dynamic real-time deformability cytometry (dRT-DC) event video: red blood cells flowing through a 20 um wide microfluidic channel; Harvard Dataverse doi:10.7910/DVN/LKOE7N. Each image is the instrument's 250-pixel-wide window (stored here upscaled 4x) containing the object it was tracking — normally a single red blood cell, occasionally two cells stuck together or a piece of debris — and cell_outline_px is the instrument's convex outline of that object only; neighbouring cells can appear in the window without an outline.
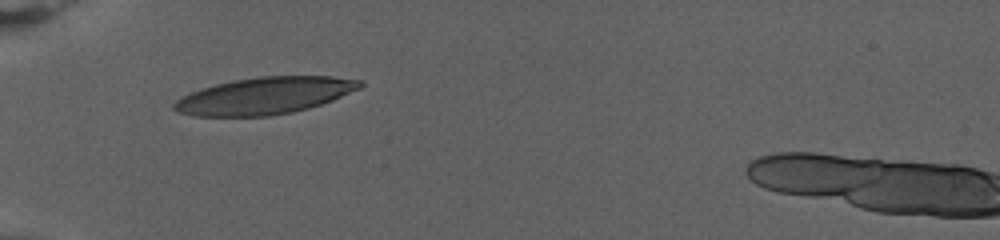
{"species": "human", "species_latin": "Homo sapiens", "temperature_condition": "warm", "stored_images_in_passage": 36, "camera_frame_rate_fps": 3000, "um_per_image_px": 0.085, "donor": {"sex": "female"}, "frame": {"image": 1, "passage_image": 1, "time_ms": 0.0, "image_size_px": [1000, 240], "cell_outline_px": [[364, 84], [360, 88], [332, 100], [308, 108], [292, 112], [268, 116], [192, 116], [176, 112], [172, 108], [172, 104], [180, 96], [200, 88], [232, 80], [260, 76], [332, 76], [364, 80]], "centroid_in_image_um": [22.45, 8.13], "position_along_channel_um": 62.5, "area_um2": 40.23}}
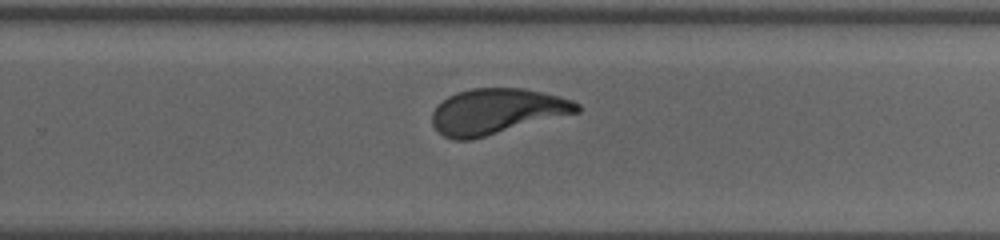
{"frame": {"image": 2, "passage_image": 19, "time_ms": 6.0, "image_size_px": [1000, 240], "cell_outline_px": [[580, 112], [472, 140], [452, 140], [444, 136], [432, 124], [432, 112], [448, 96], [456, 92], [472, 88], [524, 88], [560, 96], [572, 100], [580, 104]], "centroid_in_image_um": [42.24, 9.47], "position_along_channel_um": 287.6, "area_um2": 38.55}}
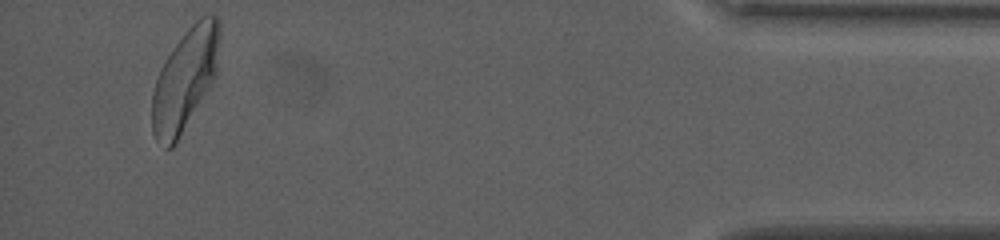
{"frame": {"image": 3, "passage_image": 35, "time_ms": 11.333, "image_size_px": [1000, 240], "cell_outline_px": [[220, 32], [216, 76], [172, 148], [164, 148], [156, 140], [152, 132], [152, 92], [160, 68], [164, 60], [172, 48], [184, 32], [200, 16], [216, 16], [220, 20]], "centroid_in_image_um": [15.71, 6.74], "position_along_channel_um": 419.5, "area_um2": 39.77}, "authors_computed_cell_mechanics": {"area_um2": 38.9861, "velocity_mm_per_s": 2.7422, "shape_relaxation_time_tau1_ms": 2.8651, "shape_relaxation_time_tau2_ms": null, "deformation_change_tau1": 0.1797, "deformation_change_tau2": null}}